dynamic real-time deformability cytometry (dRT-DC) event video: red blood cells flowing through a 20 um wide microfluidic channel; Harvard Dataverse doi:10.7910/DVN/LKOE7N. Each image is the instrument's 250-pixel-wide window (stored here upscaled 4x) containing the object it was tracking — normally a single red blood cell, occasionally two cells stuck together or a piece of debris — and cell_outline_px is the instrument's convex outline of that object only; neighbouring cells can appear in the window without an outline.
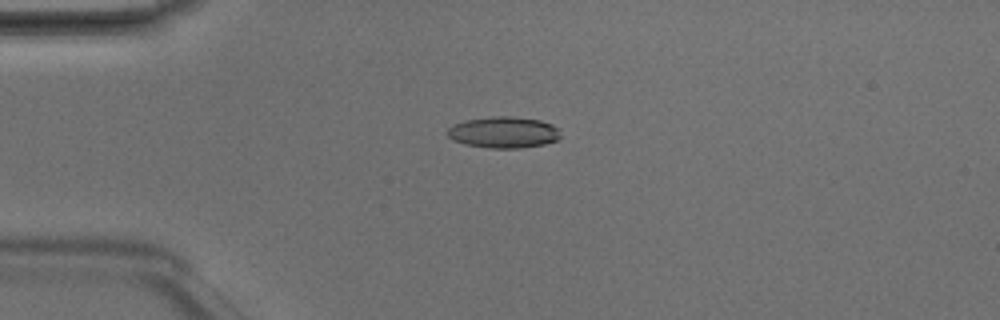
{"species": "Egyptian fruit bat (a non-hibernating species)", "species_latin": "Rousettus aegyptiacus", "temperature_condition": "room temperature", "stored_images_in_passage": 8, "camera_frame_rate_fps": 3000, "um_per_image_px": 0.085, "animal": {"sex": "male"}, "frame": {"image": 1, "passage_image": 4, "time_ms": 1.0, "image_size_px": [1000, 320], "cell_outline_px": [[560, 136], [556, 140], [544, 144], [520, 148], [488, 148], [464, 144], [452, 140], [448, 136], [448, 128], [456, 124], [468, 120], [492, 116], [508, 116], [540, 120], [552, 124], [560, 128]], "centroid_in_image_um": [42.83, 11.25], "position_along_channel_um": 42.2, "area_um2": 20.58}}